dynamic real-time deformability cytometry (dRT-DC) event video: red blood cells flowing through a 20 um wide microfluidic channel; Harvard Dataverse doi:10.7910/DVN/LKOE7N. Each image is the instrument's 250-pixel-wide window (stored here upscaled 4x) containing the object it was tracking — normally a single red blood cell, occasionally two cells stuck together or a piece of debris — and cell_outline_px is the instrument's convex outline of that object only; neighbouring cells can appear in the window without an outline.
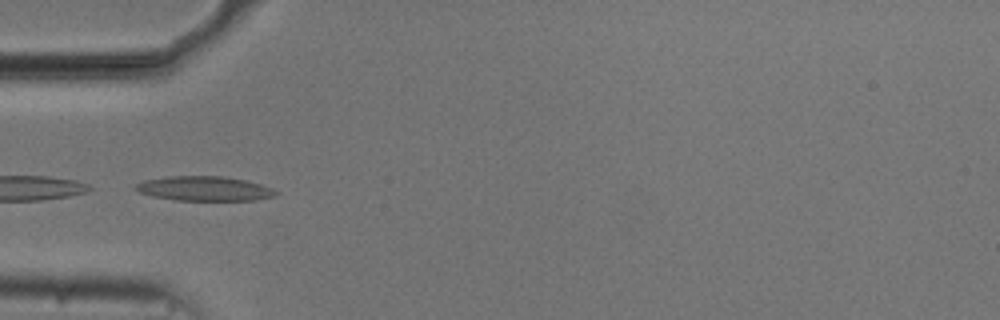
{"species": "common noctule bat (a hibernating species)", "species_latin": "Nyctalus noctula", "temperature_condition": "cold", "stored_images_in_passage": 36, "camera_frame_rate_fps": 3000, "um_per_image_px": 0.085, "animal": {"sex": "male", "body_mass_g": 20.5, "forearm_length_mm": 52.5}, "frame": {"image": 1, "passage_image": 1, "time_ms": 0.0, "image_size_px": [1000, 320], "cell_outline_px": [[280, 192], [276, 196], [256, 200], [176, 200], [152, 196], [140, 192], [132, 188], [136, 184], [144, 180], [168, 176], [220, 176], [244, 180], [260, 184], [272, 188]], "centroid_in_image_um": [17.37, 16.03], "position_along_channel_um": 67.6, "area_um2": 20.06}}
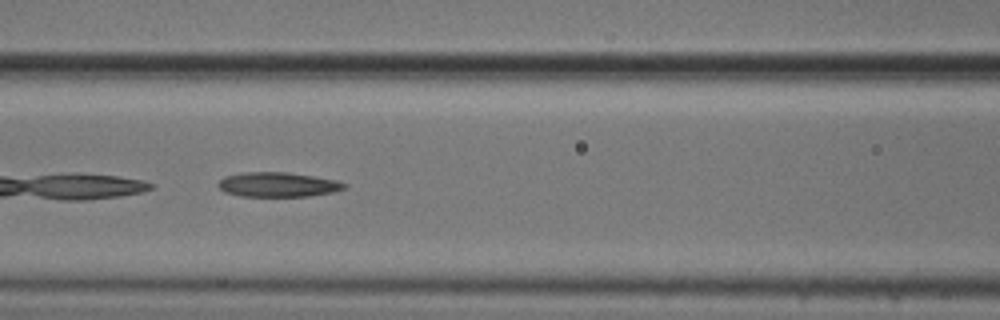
{"frame": {"image": 2, "passage_image": 7, "time_ms": 2.0, "image_size_px": [1000, 320], "cell_outline_px": [[348, 188], [332, 192], [308, 196], [240, 196], [224, 192], [216, 184], [224, 176], [244, 172], [288, 172], [336, 180], [348, 184]], "centroid_in_image_um": [23.62, 15.69], "position_along_channel_um": 143.0, "area_um2": 18.15}}
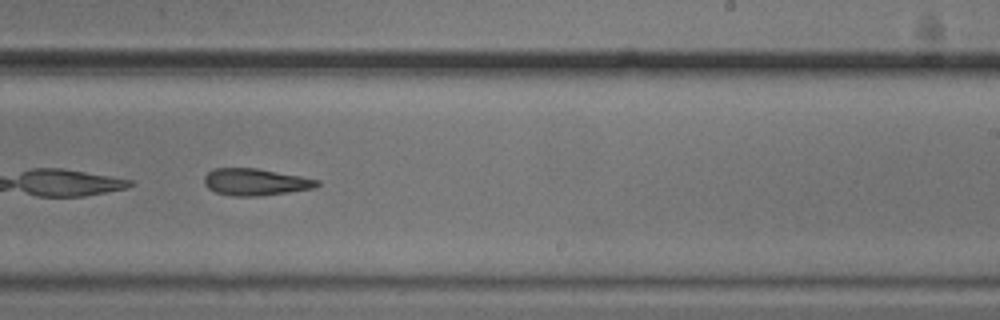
{"frame": {"image": 3, "passage_image": 17, "time_ms": 5.333, "image_size_px": [1000, 320], "cell_outline_px": [[320, 184], [316, 188], [288, 192], [256, 196], [232, 196], [216, 192], [208, 188], [204, 184], [204, 176], [208, 172], [216, 168], [256, 168], [300, 176], [320, 180]], "centroid_in_image_um": [21.72, 15.47], "position_along_channel_um": 267.3, "area_um2": 17.63}, "authors_computed_cell_mechanics": {"area_um2": 18.3515, "velocity_mm_per_s": 3.7373, "shape_relaxation_time_tau1_ms": 7.6773, "shape_relaxation_time_tau2_ms": null, "deformation_change_tau1": 0.1894, "deformation_change_tau2": null}}